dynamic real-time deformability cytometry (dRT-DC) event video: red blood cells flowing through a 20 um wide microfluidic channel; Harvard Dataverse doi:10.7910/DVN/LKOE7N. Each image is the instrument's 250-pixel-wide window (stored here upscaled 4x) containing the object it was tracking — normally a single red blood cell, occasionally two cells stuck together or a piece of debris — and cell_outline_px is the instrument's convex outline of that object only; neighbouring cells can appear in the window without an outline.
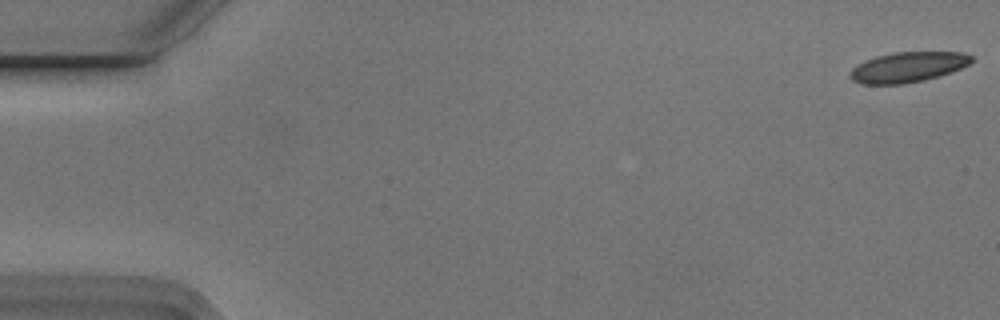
{"species": "Egyptian fruit bat (a non-hibernating species)", "species_latin": "Rousettus aegyptiacus", "temperature_condition": "cold", "stored_images_in_passage": 17, "camera_frame_rate_fps": 3000, "um_per_image_px": 0.085, "animal": {"sex": "male"}, "frame": {"image": 1, "passage_image": 1, "time_ms": 0.0, "image_size_px": [1000, 320], "cell_outline_px": [[972, 60], [968, 64], [960, 68], [940, 76], [924, 80], [904, 84], [860, 84], [852, 80], [848, 76], [848, 72], [856, 64], [864, 60], [876, 56], [892, 52], [964, 52], [972, 56]], "centroid_in_image_um": [77.1, 5.7], "position_along_channel_um": 7.9, "area_um2": 21.62}}